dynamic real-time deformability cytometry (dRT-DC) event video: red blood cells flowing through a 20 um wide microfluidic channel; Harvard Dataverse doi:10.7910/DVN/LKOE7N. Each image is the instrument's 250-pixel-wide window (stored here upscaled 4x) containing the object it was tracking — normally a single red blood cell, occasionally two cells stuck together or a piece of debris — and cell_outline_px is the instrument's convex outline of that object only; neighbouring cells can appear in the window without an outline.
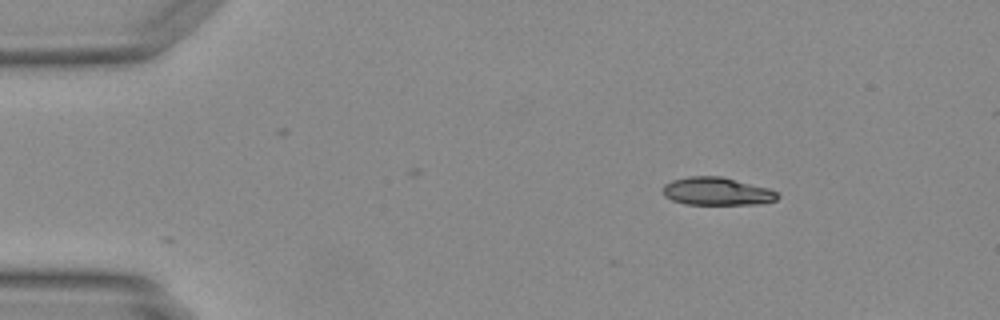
{"species": "Egyptian fruit bat (a non-hibernating species)", "species_latin": "Rousettus aegyptiacus", "temperature_condition": "warm", "stored_images_in_passage": 37, "camera_frame_rate_fps": 3000, "um_per_image_px": 0.085, "animal": {"sex": "female"}, "frame": {"image": 1, "passage_image": 1, "time_ms": 0.0, "image_size_px": [1000, 320], "cell_outline_px": [[780, 196], [776, 200], [760, 204], [684, 204], [672, 200], [664, 196], [664, 184], [672, 180], [688, 176], [720, 176], [768, 188], [776, 192]], "centroid_in_image_um": [60.92, 16.26], "position_along_channel_um": 24.1, "area_um2": 18.55}}
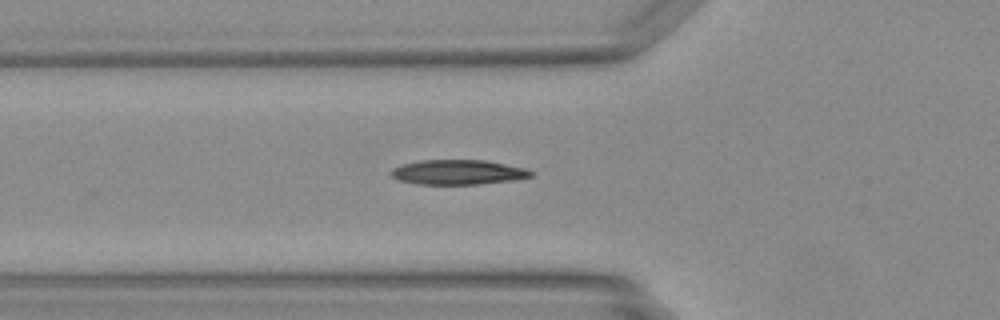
{"frame": {"image": 2, "passage_image": 11, "time_ms": 3.333, "image_size_px": [1000, 320], "cell_outline_px": [[532, 176], [512, 180], [476, 184], [416, 184], [400, 180], [392, 176], [392, 168], [404, 164], [420, 160], [484, 160], [524, 168], [532, 172]], "centroid_in_image_um": [38.9, 14.63], "position_along_channel_um": 86.9, "area_um2": 19.83}}